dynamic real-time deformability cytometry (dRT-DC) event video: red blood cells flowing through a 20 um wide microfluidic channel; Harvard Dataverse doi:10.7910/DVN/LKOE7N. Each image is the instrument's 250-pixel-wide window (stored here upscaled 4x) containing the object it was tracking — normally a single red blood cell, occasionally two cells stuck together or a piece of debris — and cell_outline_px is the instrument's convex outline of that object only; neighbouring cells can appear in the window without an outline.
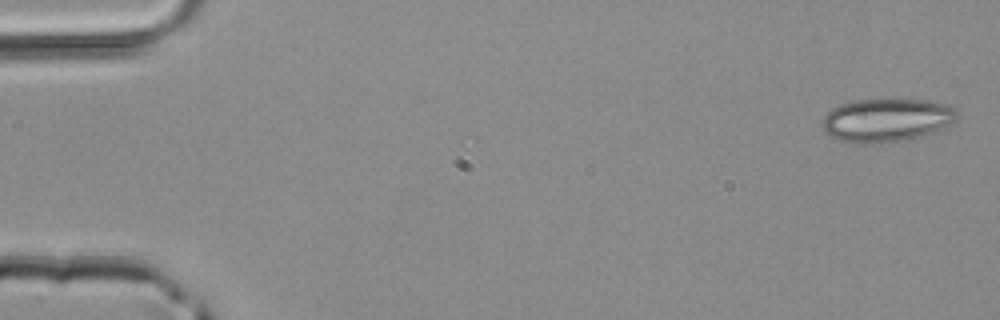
{"species": "common noctule bat (a hibernating species)", "species_latin": "Nyctalus noctula", "temperature_condition": "room temperature", "stored_images_in_passage": 4, "segment_of_instrument_passage": [2, 2], "camera_frame_rate_fps": 3000, "um_per_image_px": 0.085, "animal": {"sex": "male", "body_mass_g": 20.4}, "frame": {"image": 1, "passage_image": 4, "time_ms": 1.0, "image_size_px": [1000, 320], "cell_outline_px": [[960, 116], [956, 120], [932, 132], [920, 136], [880, 144], [852, 144], [836, 140], [824, 132], [820, 124], [820, 120], [832, 108], [840, 104], [856, 100], [928, 100], [944, 104], [956, 108]], "centroid_in_image_um": [75.28, 10.23], "position_along_channel_um": 9.7, "area_um2": 34.33}}